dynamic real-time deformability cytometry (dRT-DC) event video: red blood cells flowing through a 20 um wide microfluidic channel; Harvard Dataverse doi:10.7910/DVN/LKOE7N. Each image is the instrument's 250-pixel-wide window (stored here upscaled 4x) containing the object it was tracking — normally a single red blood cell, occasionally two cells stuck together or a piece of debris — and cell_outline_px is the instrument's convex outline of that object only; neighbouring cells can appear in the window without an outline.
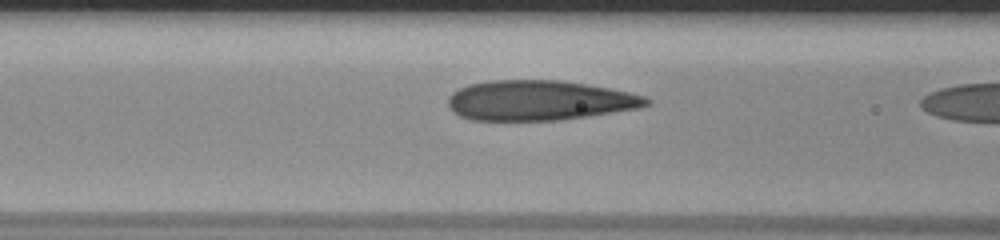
{"species": "human", "species_latin": "Homo sapiens", "temperature_condition": "room temperature", "stored_images_in_passage": 6, "camera_frame_rate_fps": 3000, "um_per_image_px": 0.085, "donor": {"sex": "male"}, "frame": {"image": 1, "passage_image": 5, "time_ms": 1.333, "image_size_px": [1000, 240], "cell_outline_px": [[652, 104], [640, 108], [588, 116], [560, 120], [472, 120], [460, 116], [452, 112], [448, 108], [448, 96], [452, 92], [468, 84], [488, 80], [560, 80], [608, 88], [628, 92], [644, 96], [652, 100]], "centroid_in_image_um": [45.82, 8.54], "position_along_channel_um": 120.8, "area_um2": 46.41}}